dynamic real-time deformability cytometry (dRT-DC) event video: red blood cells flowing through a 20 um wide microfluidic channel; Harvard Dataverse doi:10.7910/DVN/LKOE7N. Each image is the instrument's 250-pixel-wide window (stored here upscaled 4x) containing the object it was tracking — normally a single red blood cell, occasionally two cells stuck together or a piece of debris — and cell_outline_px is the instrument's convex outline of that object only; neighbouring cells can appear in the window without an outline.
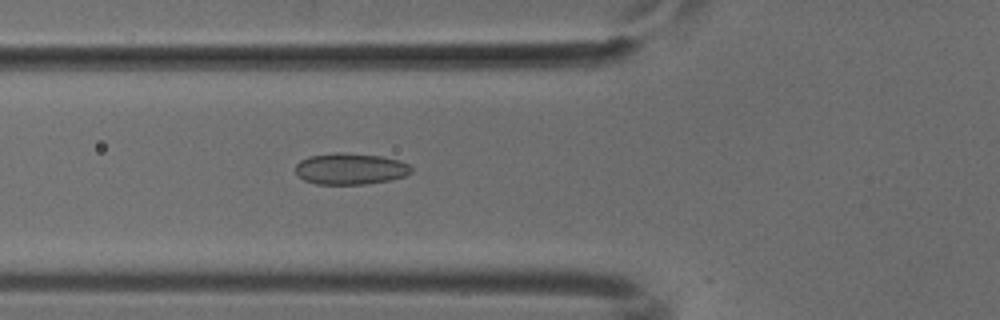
{"species": "common noctule bat (a hibernating species)", "species_latin": "Nyctalus noctula", "temperature_condition": "cold", "stored_images_in_passage": 44, "camera_frame_rate_fps": 3000, "um_per_image_px": 0.085, "animal": {"sex": "male", "body_mass_g": 18.8}, "frame": {"image": 1, "passage_image": 11, "time_ms": 3.333, "image_size_px": [1000, 320], "cell_outline_px": [[412, 172], [404, 176], [388, 180], [364, 184], [316, 184], [304, 180], [296, 172], [296, 164], [300, 160], [308, 156], [336, 152], [340, 152], [380, 156], [400, 160], [408, 164], [412, 168]], "centroid_in_image_um": [29.77, 14.34], "position_along_channel_um": 96.0, "area_um2": 21.1}}
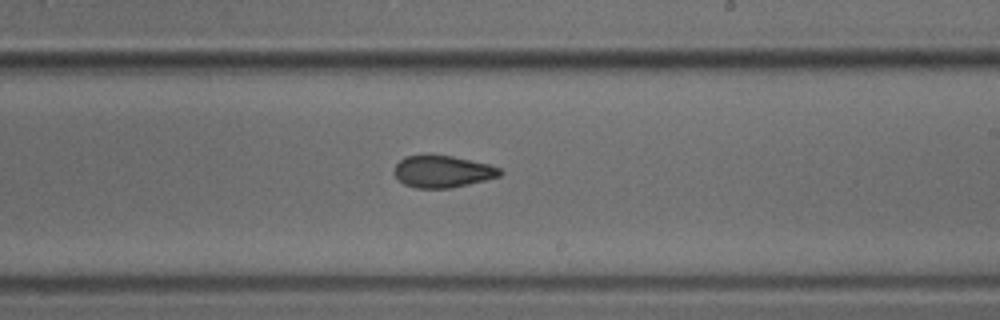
{"frame": {"image": 2, "passage_image": 23, "time_ms": 7.333, "image_size_px": [1000, 320], "cell_outline_px": [[504, 172], [500, 176], [452, 188], [416, 188], [404, 184], [392, 172], [396, 164], [404, 156], [452, 156], [488, 164], [500, 168]], "centroid_in_image_um": [37.62, 14.59], "position_along_channel_um": 251.4, "area_um2": 19.48}}
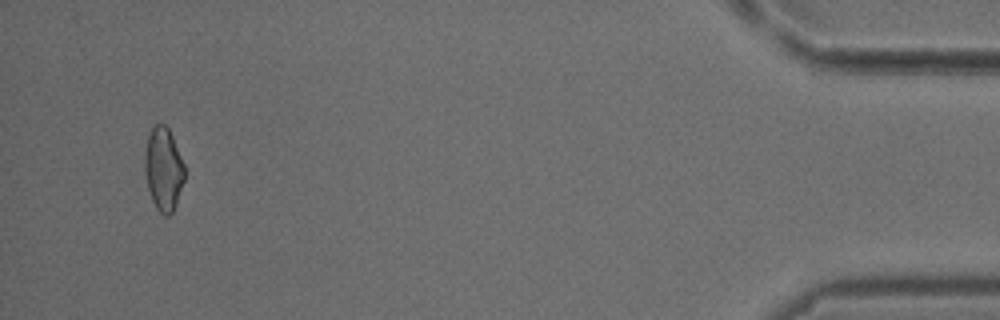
{"frame": {"image": 3, "passage_image": 42, "time_ms": 13.667, "image_size_px": [1000, 320], "cell_outline_px": [[184, 180], [176, 204], [172, 212], [168, 216], [164, 216], [156, 208], [152, 200], [148, 188], [144, 172], [144, 156], [148, 136], [152, 128], [156, 124], [164, 124], [168, 128], [172, 136], [184, 164]], "centroid_in_image_um": [13.88, 14.38], "position_along_channel_um": 421.3, "area_um2": 19.19}}